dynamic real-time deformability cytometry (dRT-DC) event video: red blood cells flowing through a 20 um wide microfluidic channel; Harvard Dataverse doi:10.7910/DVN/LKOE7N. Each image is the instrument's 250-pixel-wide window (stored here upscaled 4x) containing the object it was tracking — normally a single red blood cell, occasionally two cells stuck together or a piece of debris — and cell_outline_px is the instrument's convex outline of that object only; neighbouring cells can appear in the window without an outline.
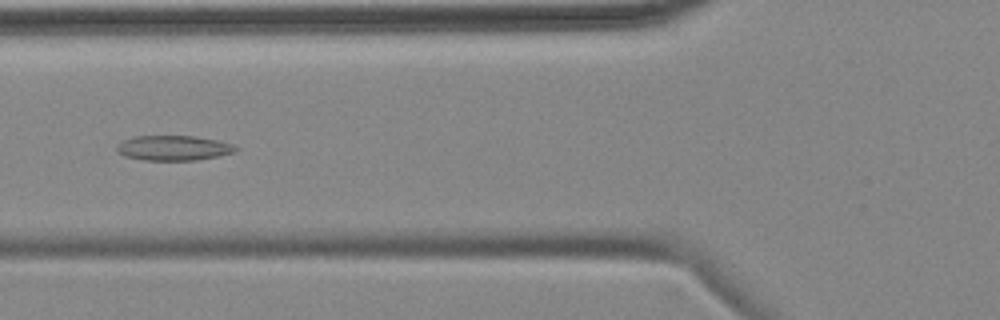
{"species": "common noctule bat (a hibernating species)", "species_latin": "Nyctalus noctula", "temperature_condition": "cold", "stored_images_in_passage": 10, "camera_frame_rate_fps": 3000, "um_per_image_px": 0.085, "animal": {"sex": "female", "body_mass_g": 18.4}, "frame": {"image": 1, "passage_image": 4, "time_ms": 4.667, "image_size_px": [1000, 320], "cell_outline_px": [[240, 148], [236, 152], [196, 160], [144, 160], [124, 156], [116, 152], [116, 144], [132, 136], [196, 136], [216, 140], [232, 144]], "centroid_in_image_um": [14.72, 12.57], "position_along_channel_um": 111.1, "area_um2": 17.4}}
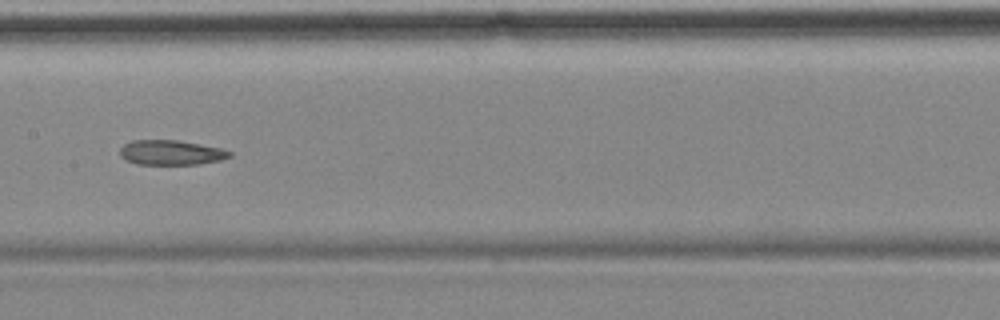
{"frame": {"image": 2, "passage_image": 6, "time_ms": 7.0, "image_size_px": [1000, 320], "cell_outline_px": [[232, 156], [220, 160], [196, 164], [136, 164], [124, 160], [120, 156], [120, 148], [124, 144], [132, 140], [180, 140], [220, 148], [232, 152]], "centroid_in_image_um": [14.5, 12.96], "position_along_channel_um": 192.9, "area_um2": 15.9}}
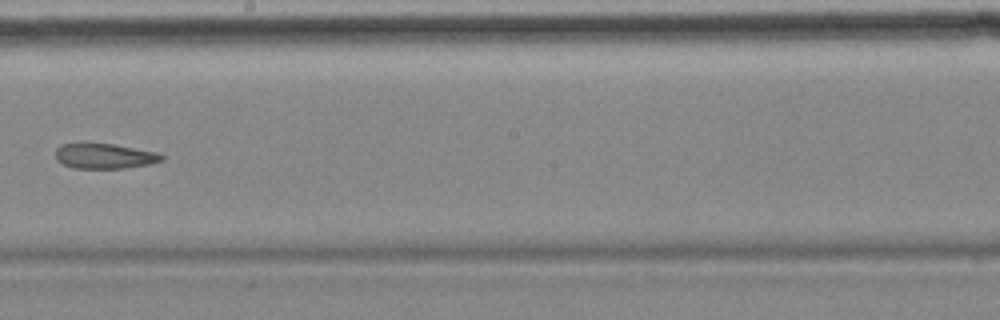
{"frame": {"image": 3, "passage_image": 7, "time_ms": 8.333, "image_size_px": [1000, 320], "cell_outline_px": [[164, 160], [148, 164], [124, 168], [72, 168], [56, 160], [56, 148], [60, 144], [112, 144], [156, 152], [164, 156]], "centroid_in_image_um": [8.87, 13.27], "position_along_channel_um": 239.3, "area_um2": 15.32}}